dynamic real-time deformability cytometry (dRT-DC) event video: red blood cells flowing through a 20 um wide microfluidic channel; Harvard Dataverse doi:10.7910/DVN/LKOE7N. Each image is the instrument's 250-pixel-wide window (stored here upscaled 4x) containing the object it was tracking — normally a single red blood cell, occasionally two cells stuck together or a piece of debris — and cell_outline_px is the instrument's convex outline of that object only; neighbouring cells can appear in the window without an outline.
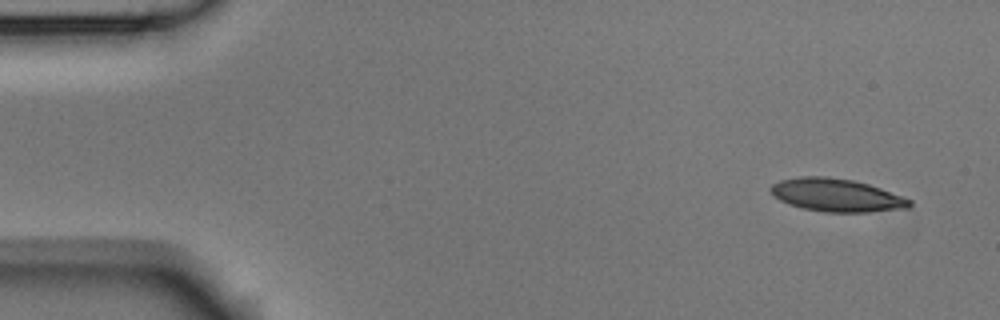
{"species": "Egyptian fruit bat (a non-hibernating species)", "species_latin": "Rousettus aegyptiacus", "temperature_condition": "room temperature", "stored_images_in_passage": 4, "camera_frame_rate_fps": 3000, "um_per_image_px": 0.085, "animal": {"sex": "male"}, "frame": {"image": 1, "passage_image": 1, "time_ms": 0.0, "image_size_px": [1000, 320], "cell_outline_px": [[912, 204], [908, 208], [868, 212], [824, 212], [804, 208], [788, 204], [780, 200], [768, 188], [772, 184], [780, 180], [800, 176], [828, 176], [852, 180], [868, 184], [880, 188], [912, 200]], "centroid_in_image_um": [71.09, 16.58], "position_along_channel_um": 13.9, "area_um2": 26.59}}
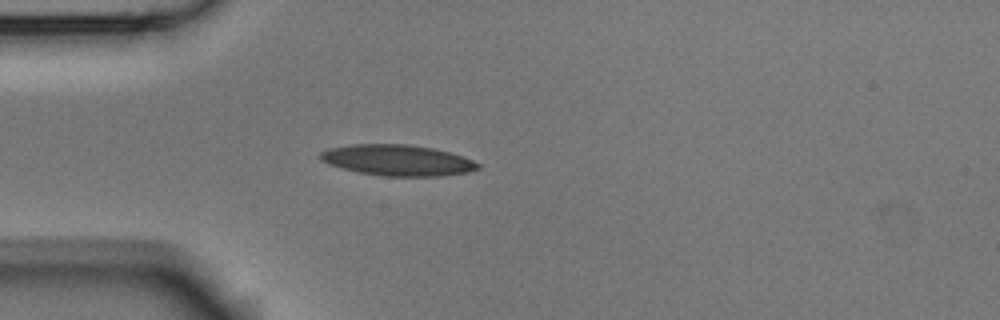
{"frame": {"image": 2, "passage_image": 4, "time_ms": 1.0, "image_size_px": [1000, 320], "cell_outline_px": [[480, 168], [468, 172], [440, 176], [384, 176], [360, 172], [328, 164], [320, 160], [320, 152], [328, 148], [352, 144], [408, 144], [432, 148], [464, 156], [480, 164]], "centroid_in_image_um": [33.79, 13.61], "position_along_channel_um": 51.2, "area_um2": 28.32}}